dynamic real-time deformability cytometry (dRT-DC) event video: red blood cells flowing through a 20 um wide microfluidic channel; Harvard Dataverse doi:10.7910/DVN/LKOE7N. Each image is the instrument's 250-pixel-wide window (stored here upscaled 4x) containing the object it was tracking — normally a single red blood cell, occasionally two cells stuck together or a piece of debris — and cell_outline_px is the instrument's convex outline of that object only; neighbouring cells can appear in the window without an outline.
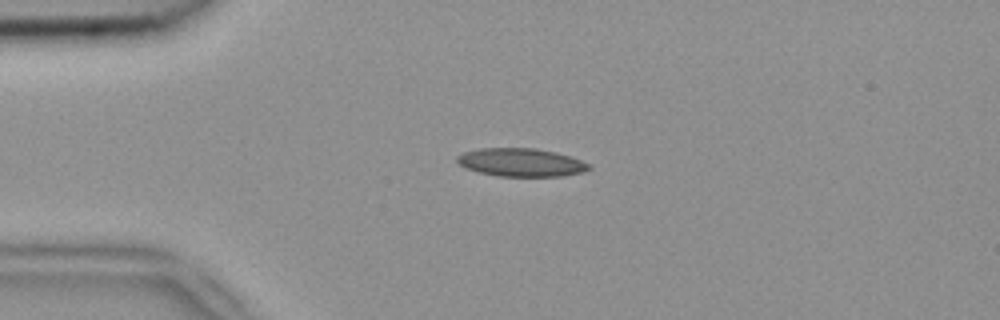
{"species": "common noctule bat (a hibernating species)", "species_latin": "Nyctalus noctula", "temperature_condition": "room temperature", "stored_images_in_passage": 3, "camera_frame_rate_fps": 3000, "um_per_image_px": 0.085, "animal": {"sex": "female", "body_mass_g": 18.4}, "frame": {"image": 1, "passage_image": 2, "time_ms": 0.333, "image_size_px": [1000, 320], "cell_outline_px": [[592, 168], [584, 172], [560, 176], [496, 176], [464, 168], [456, 160], [456, 156], [464, 152], [480, 148], [536, 148], [556, 152], [572, 156], [592, 164]], "centroid_in_image_um": [44.33, 13.8], "position_along_channel_um": 40.7, "area_um2": 21.91}}